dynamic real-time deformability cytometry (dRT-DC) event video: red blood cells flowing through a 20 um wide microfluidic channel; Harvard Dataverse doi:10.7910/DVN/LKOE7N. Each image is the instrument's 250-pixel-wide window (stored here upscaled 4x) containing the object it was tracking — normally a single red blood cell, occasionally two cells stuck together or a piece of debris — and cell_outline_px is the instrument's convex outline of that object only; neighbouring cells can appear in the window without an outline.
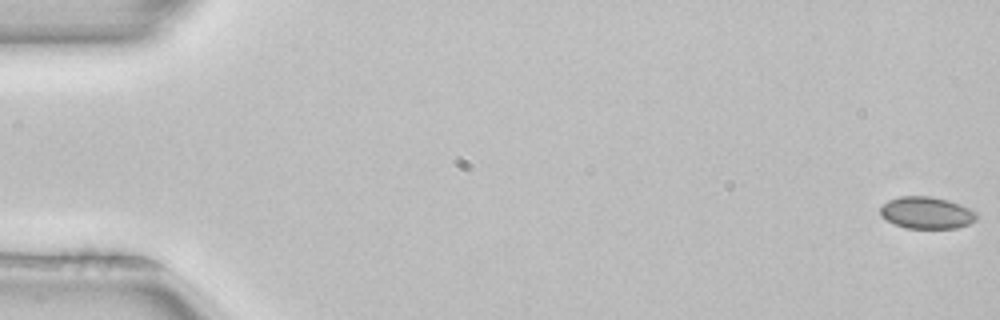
{"species": "common noctule bat (a hibernating species)", "species_latin": "Nyctalus noctula", "temperature_condition": "room temperature", "stored_images_in_passage": 6, "camera_frame_rate_fps": 3000, "um_per_image_px": 0.085, "animal": {"sex": "female", "body_mass_g": 22.7, "forearm_length_mm": 54.2}, "frame": {"image": 1, "passage_image": 1, "time_ms": 0.0, "image_size_px": [1000, 320], "cell_outline_px": [[976, 220], [968, 224], [956, 228], [904, 228], [892, 224], [880, 216], [880, 208], [888, 200], [900, 196], [932, 196], [948, 200], [972, 208], [976, 212]], "centroid_in_image_um": [78.75, 18.08], "position_along_channel_um": 6.3, "area_um2": 18.15}}
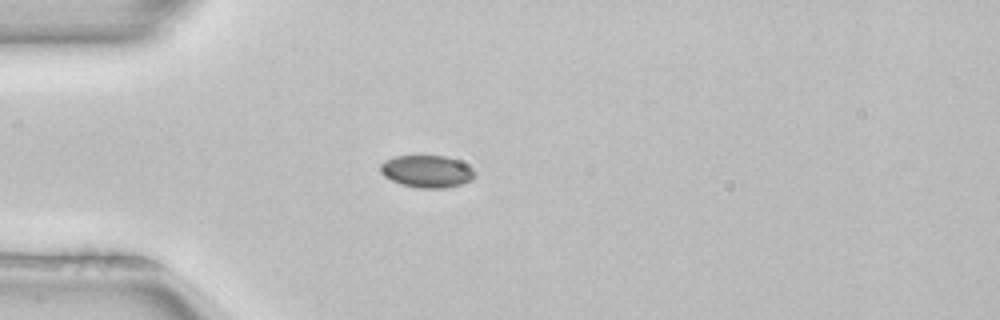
{"frame": {"image": 2, "passage_image": 5, "time_ms": 1.333, "image_size_px": [1000, 320], "cell_outline_px": [[476, 176], [472, 180], [460, 184], [444, 188], [420, 188], [400, 184], [384, 176], [380, 172], [380, 164], [384, 160], [396, 156], [444, 156], [456, 160], [464, 164], [476, 172]], "centroid_in_image_um": [36.26, 14.57], "position_along_channel_um": 48.7, "area_um2": 17.63}}